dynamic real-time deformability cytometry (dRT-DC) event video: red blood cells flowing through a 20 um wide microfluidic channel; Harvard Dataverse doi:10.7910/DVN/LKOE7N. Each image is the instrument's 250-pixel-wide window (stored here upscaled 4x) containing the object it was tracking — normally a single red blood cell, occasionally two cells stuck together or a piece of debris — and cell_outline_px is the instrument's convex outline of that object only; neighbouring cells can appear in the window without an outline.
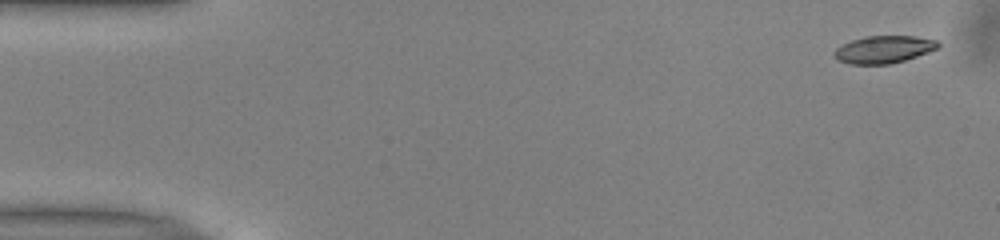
{"species": "common noctule bat (a hibernating species)", "species_latin": "Nyctalus noctula", "temperature_condition": "warm", "stored_images_in_passage": 41, "camera_frame_rate_fps": 3000, "um_per_image_px": 0.085, "animal": {"sex": "male", "body_mass_g": 13.0, "forearm_length_mm": 53.1}, "frame": {"image": 1, "passage_image": 1, "time_ms": 0.0, "image_size_px": [1000, 240], "cell_outline_px": [[940, 44], [936, 48], [928, 52], [904, 60], [888, 64], [848, 64], [836, 60], [832, 52], [836, 48], [852, 40], [864, 36], [912, 36], [936, 40]], "centroid_in_image_um": [75.06, 4.2], "position_along_channel_um": 9.9, "area_um2": 16.47}}
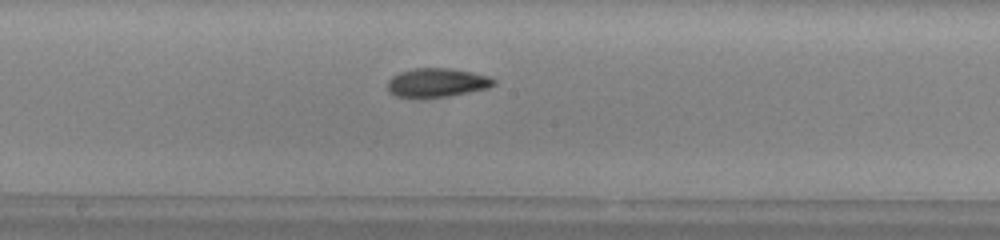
{"frame": {"image": 2, "passage_image": 26, "time_ms": 8.333, "image_size_px": [1000, 240], "cell_outline_px": [[496, 84], [488, 88], [448, 96], [396, 96], [388, 92], [388, 80], [392, 76], [400, 72], [412, 68], [452, 68], [472, 72], [488, 76], [496, 80]], "centroid_in_image_um": [37.16, 7.0], "position_along_channel_um": 211.0, "area_um2": 17.63}}
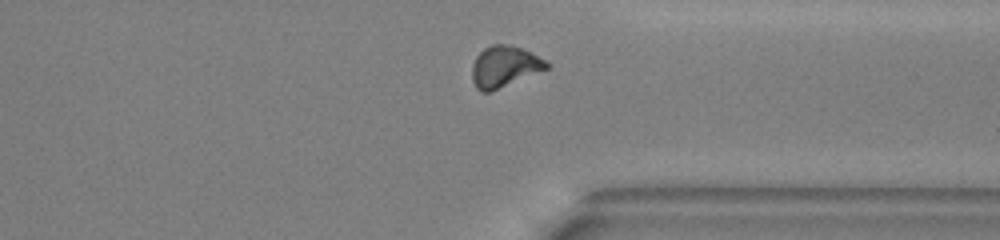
{"frame": {"image": 3, "passage_image": 38, "time_ms": 12.333, "image_size_px": [1000, 240], "cell_outline_px": [[548, 68], [492, 92], [480, 92], [476, 88], [472, 80], [472, 64], [476, 56], [484, 48], [492, 44], [508, 44], [520, 48], [544, 60], [548, 64]], "centroid_in_image_um": [42.81, 5.68], "position_along_channel_um": 368.6, "area_um2": 17.74}, "authors_computed_cell_mechanics": {"area_um2": 17.3978, "velocity_mm_per_s": 3.9751, "shape_relaxation_time_tau1_ms": 4.7146, "shape_relaxation_time_tau2_ms": 3.1741, "deformation_change_tau1": 0.1515, "deformation_change_tau2": 0.0996}}